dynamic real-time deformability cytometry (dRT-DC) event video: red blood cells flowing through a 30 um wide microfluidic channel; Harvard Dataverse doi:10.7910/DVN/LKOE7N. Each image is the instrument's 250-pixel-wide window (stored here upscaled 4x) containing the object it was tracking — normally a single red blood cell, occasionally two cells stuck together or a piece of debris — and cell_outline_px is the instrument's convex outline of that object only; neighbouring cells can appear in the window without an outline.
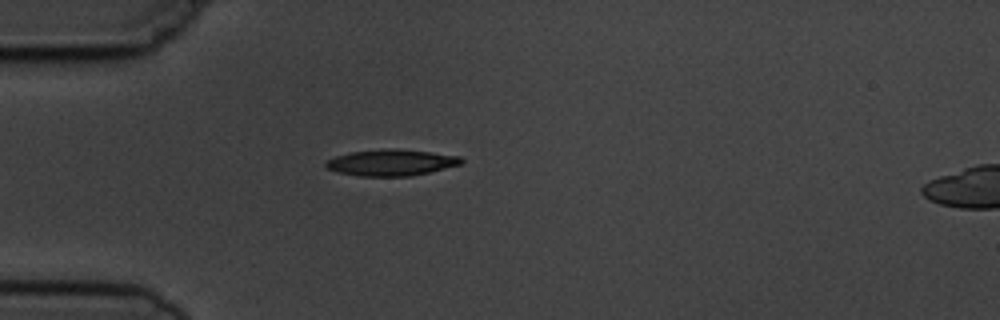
{"species": "common noctule bat (a hibernating species)", "species_latin": "Nyctalus noctula", "temperature_condition": "cold", "stored_images_in_passage": 5, "camera_frame_rate_fps": 3000, "um_per_image_px": 0.085, "animal": {"sex": "male", "body_mass_g": 19.5, "forearm_length_mm": 54.6}, "frame": {"image": 1, "passage_image": 5, "time_ms": 4.667, "image_size_px": [1000, 320], "cell_outline_px": [[464, 160], [460, 164], [428, 172], [408, 176], [360, 176], [340, 172], [328, 168], [324, 164], [328, 160], [336, 156], [348, 152], [384, 148], [400, 148], [432, 152], [460, 156]], "centroid_in_image_um": [33.26, 13.79], "position_along_channel_um": 51.7, "area_um2": 20.69}}